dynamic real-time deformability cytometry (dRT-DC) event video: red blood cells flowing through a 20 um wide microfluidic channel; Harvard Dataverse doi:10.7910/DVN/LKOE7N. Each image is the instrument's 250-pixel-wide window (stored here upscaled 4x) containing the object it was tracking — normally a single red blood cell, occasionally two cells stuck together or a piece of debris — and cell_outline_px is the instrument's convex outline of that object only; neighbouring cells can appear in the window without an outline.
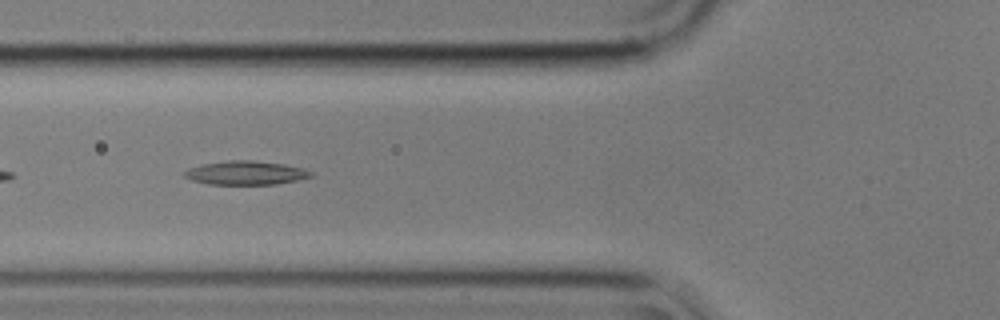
{"species": "common noctule bat (a hibernating species)", "species_latin": "Nyctalus noctula", "temperature_condition": "cold", "stored_images_in_passage": 12, "camera_frame_rate_fps": 3000, "um_per_image_px": 0.085, "animal": {"sex": "male", "body_mass_g": 17.9}, "frame": {"image": 1, "passage_image": 6, "time_ms": 1.667, "image_size_px": [1000, 320], "cell_outline_px": [[312, 176], [296, 180], [276, 184], [208, 184], [192, 180], [184, 176], [184, 172], [188, 168], [200, 164], [228, 160], [252, 160], [284, 164], [304, 168], [312, 172]], "centroid_in_image_um": [20.87, 14.68], "position_along_channel_um": 104.9, "area_um2": 17.51}}
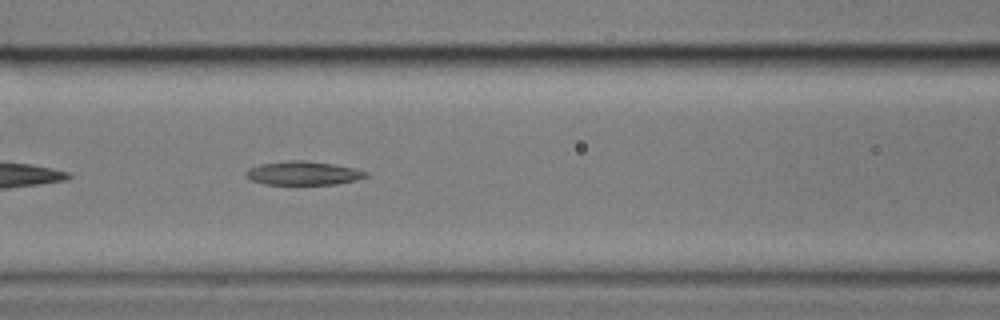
{"frame": {"image": 2, "passage_image": 9, "time_ms": 2.667, "image_size_px": [1000, 320], "cell_outline_px": [[368, 176], [356, 180], [336, 184], [264, 184], [252, 180], [244, 176], [244, 172], [248, 168], [260, 164], [288, 160], [300, 160], [336, 164], [356, 168], [368, 172]], "centroid_in_image_um": [25.77, 14.71], "position_along_channel_um": 140.8, "area_um2": 16.7}}